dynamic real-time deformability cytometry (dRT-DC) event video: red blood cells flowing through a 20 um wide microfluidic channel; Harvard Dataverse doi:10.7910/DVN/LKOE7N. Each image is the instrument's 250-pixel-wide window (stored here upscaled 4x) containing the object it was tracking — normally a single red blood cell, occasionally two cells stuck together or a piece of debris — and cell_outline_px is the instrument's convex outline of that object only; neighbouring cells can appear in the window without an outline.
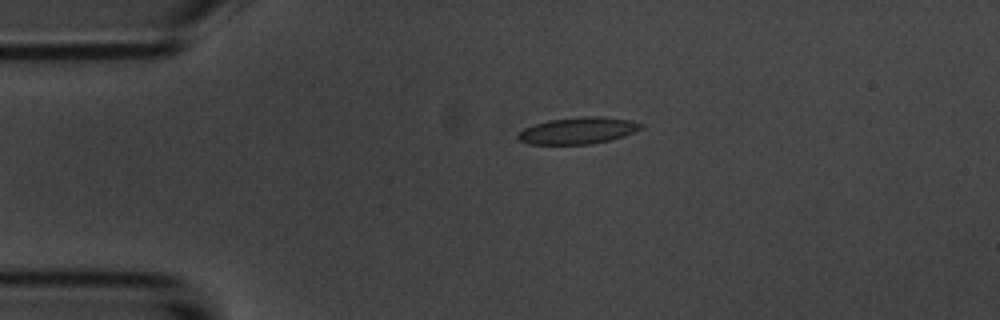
{"species": "common noctule bat (a hibernating species)", "species_latin": "Nyctalus noctula", "temperature_condition": "room temperature", "stored_images_in_passage": 4, "camera_frame_rate_fps": 3000, "um_per_image_px": 0.085, "animal": {"sex": "male", "body_mass_g": 20.1, "forearm_length_mm": 53.5}, "frame": {"image": 1, "passage_image": 2, "time_ms": 1.333, "image_size_px": [1000, 320], "cell_outline_px": [[644, 128], [636, 132], [624, 136], [608, 140], [588, 144], [528, 144], [520, 140], [516, 136], [524, 128], [532, 124], [548, 120], [580, 116], [604, 116], [628, 120], [644, 124]], "centroid_in_image_um": [49.14, 11.09], "position_along_channel_um": 35.9, "area_um2": 19.25}}
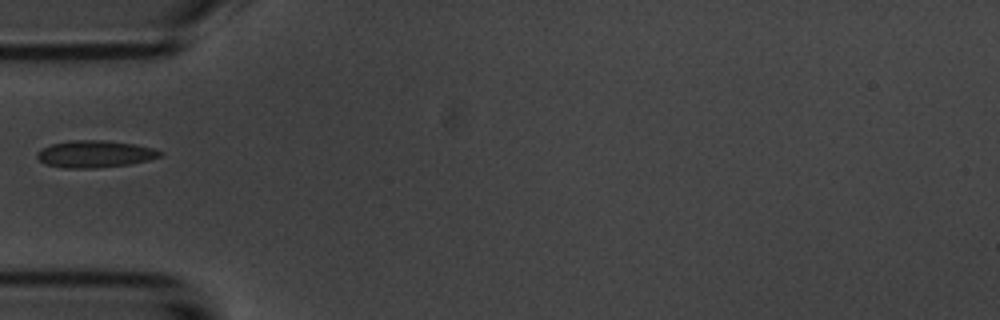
{"frame": {"image": 2, "passage_image": 3, "time_ms": 3.333, "image_size_px": [1000, 320], "cell_outline_px": [[164, 156], [148, 160], [128, 164], [96, 168], [64, 168], [44, 164], [36, 156], [36, 152], [40, 148], [52, 144], [72, 140], [100, 140], [132, 144], [152, 148], [164, 152]], "centroid_in_image_um": [8.04, 13.1], "position_along_channel_um": 77.0, "area_um2": 19.36}}